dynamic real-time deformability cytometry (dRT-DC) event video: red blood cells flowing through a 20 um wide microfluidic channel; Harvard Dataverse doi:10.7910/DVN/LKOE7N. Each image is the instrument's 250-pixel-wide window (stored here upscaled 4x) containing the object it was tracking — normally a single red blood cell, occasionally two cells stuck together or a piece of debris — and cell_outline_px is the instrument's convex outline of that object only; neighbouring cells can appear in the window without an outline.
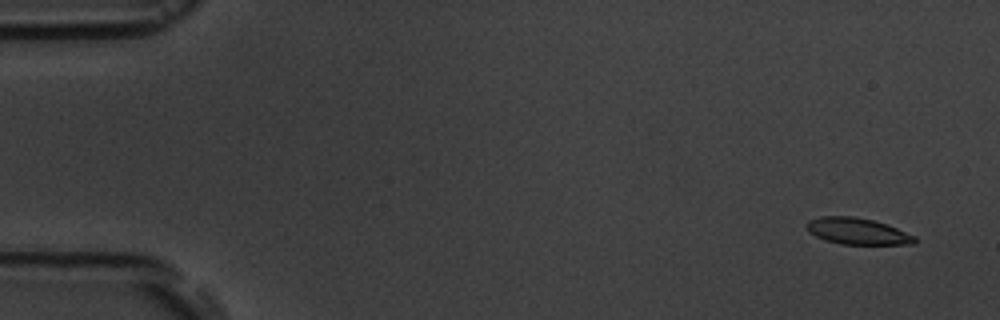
{"species": "common noctule bat (a hibernating species)", "species_latin": "Nyctalus noctula", "temperature_condition": "room temperature", "stored_images_in_passage": 4, "camera_frame_rate_fps": 3000, "um_per_image_px": 0.085, "animal": {"sex": "male", "body_mass_g": 19.5, "forearm_length_mm": 54.6}, "frame": {"image": 1, "passage_image": 1, "time_ms": 0.0, "image_size_px": [1000, 320], "cell_outline_px": [[916, 244], [840, 244], [824, 240], [808, 232], [804, 224], [808, 220], [820, 216], [852, 216], [872, 220], [888, 224], [916, 236]], "centroid_in_image_um": [72.85, 19.65], "position_along_channel_um": 12.1, "area_um2": 16.88}}